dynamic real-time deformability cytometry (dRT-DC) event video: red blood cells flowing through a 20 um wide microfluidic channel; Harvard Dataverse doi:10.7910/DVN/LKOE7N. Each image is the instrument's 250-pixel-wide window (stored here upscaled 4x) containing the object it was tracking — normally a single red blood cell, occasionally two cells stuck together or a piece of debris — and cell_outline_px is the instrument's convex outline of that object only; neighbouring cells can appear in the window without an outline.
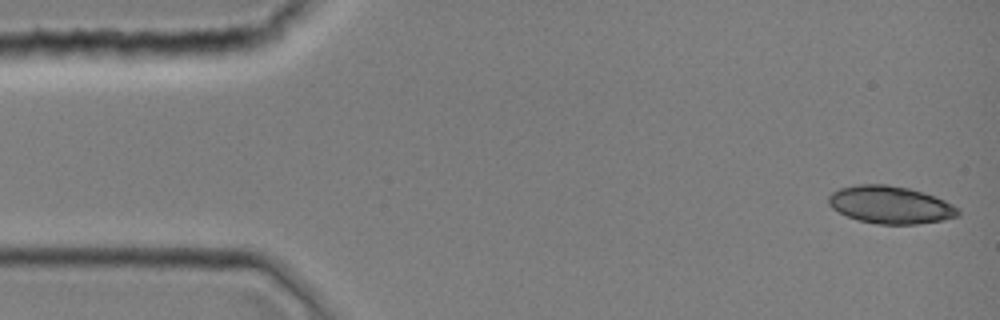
{"species": "common noctule bat (a hibernating species)", "species_latin": "Nyctalus noctula", "temperature_condition": "room temperature", "stored_images_in_passage": 42, "segment_of_instrument_passage": [1, 2], "camera_frame_rate_fps": 3000, "um_per_image_px": 0.085, "animal": {"sex": "female", "body_mass_g": 19.0, "forearm_length_mm": 51.5}, "frame": {"image": 1, "passage_image": 1, "time_ms": 0.0, "image_size_px": [1000, 320], "cell_outline_px": [[960, 216], [944, 220], [916, 224], [880, 224], [860, 220], [848, 216], [832, 208], [828, 204], [828, 196], [832, 192], [840, 188], [856, 184], [888, 184], [908, 188], [924, 192], [936, 196], [960, 208]], "centroid_in_image_um": [75.72, 17.4], "position_along_channel_um": 9.3, "area_um2": 28.5}}
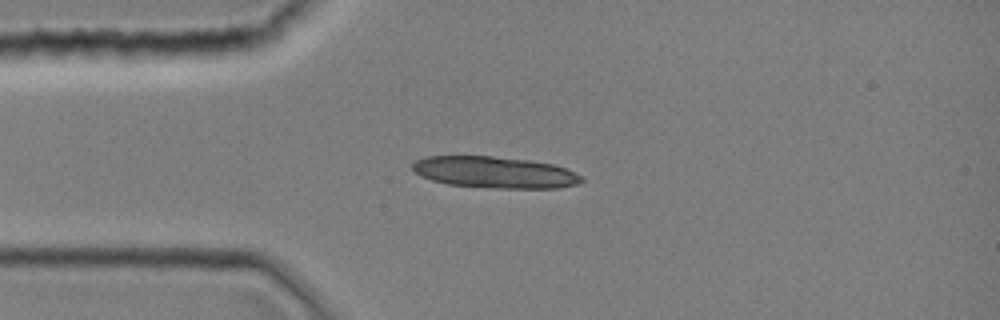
{"frame": {"image": 2, "passage_image": 10, "time_ms": 3.0, "image_size_px": [1000, 320], "cell_outline_px": [[584, 180], [576, 184], [556, 188], [496, 188], [448, 184], [432, 180], [420, 176], [412, 168], [412, 164], [416, 160], [428, 156], [492, 156], [528, 160], [552, 164], [576, 172]], "centroid_in_image_um": [42.03, 14.64], "position_along_channel_um": 43.0, "area_um2": 30.81}}